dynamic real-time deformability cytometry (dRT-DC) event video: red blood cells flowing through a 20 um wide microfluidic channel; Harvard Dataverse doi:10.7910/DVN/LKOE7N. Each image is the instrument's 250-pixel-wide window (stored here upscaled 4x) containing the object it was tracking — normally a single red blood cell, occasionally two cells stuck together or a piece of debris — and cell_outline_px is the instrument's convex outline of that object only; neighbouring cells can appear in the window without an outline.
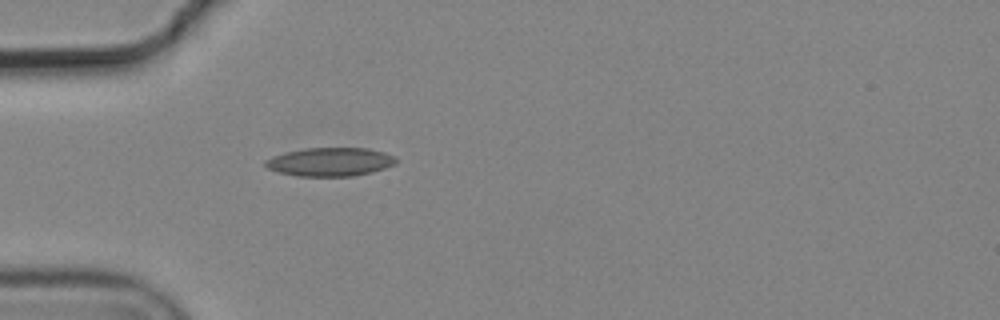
{"species": "common noctule bat (a hibernating species)", "species_latin": "Nyctalus noctula", "temperature_condition": "cold", "stored_images_in_passage": 5, "camera_frame_rate_fps": 3000, "um_per_image_px": 0.085, "animal": {"sex": "male", "body_mass_g": 19.2, "forearm_length_mm": 51.8}, "frame": {"image": 1, "passage_image": 5, "time_ms": 1.333, "image_size_px": [1000, 320], "cell_outline_px": [[396, 164], [372, 172], [352, 176], [296, 176], [280, 172], [268, 168], [264, 164], [264, 160], [272, 156], [284, 152], [304, 148], [368, 148], [384, 152], [396, 156]], "centroid_in_image_um": [28.06, 13.75], "position_along_channel_um": 56.9, "area_um2": 21.85}}